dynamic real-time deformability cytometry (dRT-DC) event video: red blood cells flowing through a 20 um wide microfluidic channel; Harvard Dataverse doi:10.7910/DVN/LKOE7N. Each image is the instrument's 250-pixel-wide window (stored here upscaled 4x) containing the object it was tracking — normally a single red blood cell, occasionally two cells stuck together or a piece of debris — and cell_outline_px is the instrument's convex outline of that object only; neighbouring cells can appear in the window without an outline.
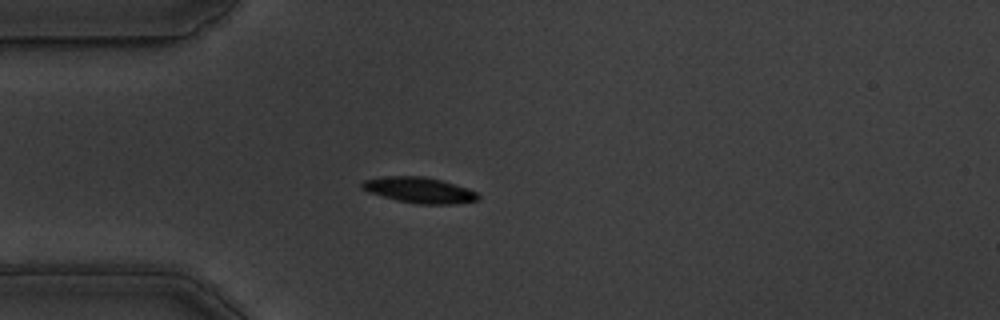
{"species": "common noctule bat (a hibernating species)", "species_latin": "Nyctalus noctula", "temperature_condition": "warm", "stored_images_in_passage": 42, "camera_frame_rate_fps": 3000, "um_per_image_px": 0.085, "animal": {"sex": "male", "body_mass_g": 19.5, "forearm_length_mm": 54.6}, "frame": {"image": 1, "passage_image": 1, "time_ms": 0.0, "image_size_px": [1000, 320], "cell_outline_px": [[480, 196], [476, 200], [452, 204], [416, 204], [396, 200], [368, 192], [360, 188], [360, 184], [364, 180], [388, 176], [424, 176], [440, 180], [468, 188], [476, 192]], "centroid_in_image_um": [35.61, 16.16], "position_along_channel_um": 49.4, "area_um2": 17.34}}
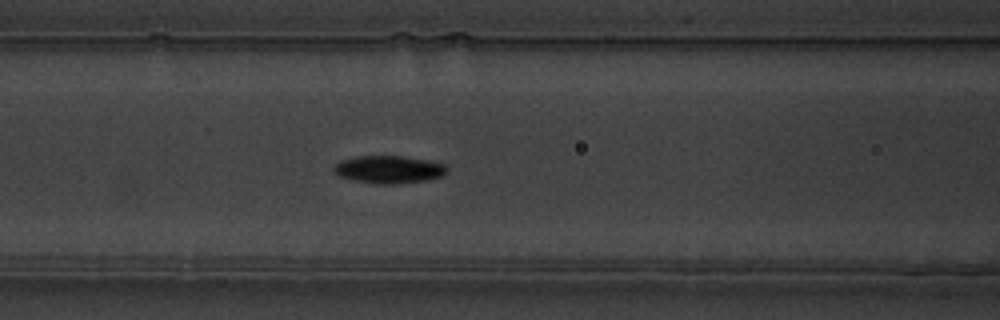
{"frame": {"image": 2, "passage_image": 9, "time_ms": 2.667, "image_size_px": [1000, 320], "cell_outline_px": [[448, 172], [440, 176], [424, 180], [396, 184], [376, 184], [352, 180], [340, 176], [332, 172], [332, 168], [340, 160], [356, 156], [400, 156], [428, 160], [444, 164], [448, 168]], "centroid_in_image_um": [33.01, 14.4], "position_along_channel_um": 133.6, "area_um2": 18.26}}
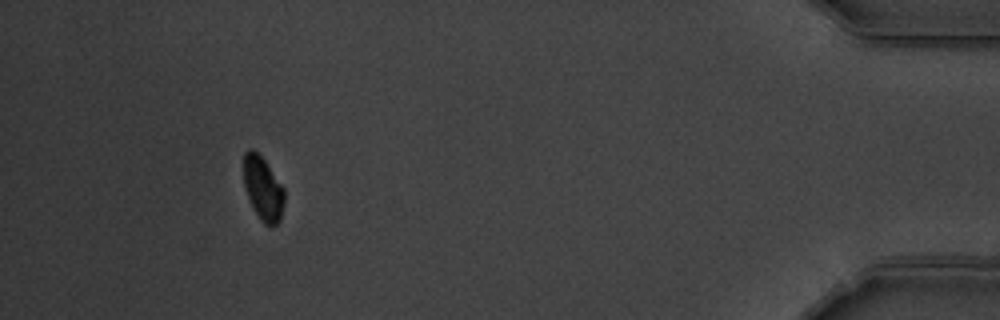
{"frame": {"image": 3, "passage_image": 38, "time_ms": 12.333, "image_size_px": [1000, 320], "cell_outline_px": [[284, 204], [280, 220], [272, 228], [264, 224], [260, 220], [248, 200], [244, 188], [244, 152], [248, 148], [252, 148], [264, 160], [284, 188]], "centroid_in_image_um": [22.34, 16.06], "position_along_channel_um": 412.9, "area_um2": 15.26}, "authors_computed_cell_mechanics": {"area_um2": 17.5423, "velocity_mm_per_s": 3.5584, "shape_relaxation_time_tau1_ms": 2.4755, "shape_relaxation_time_tau2_ms": null, "deformation_change_tau1": 0.113, "deformation_change_tau2": null}}